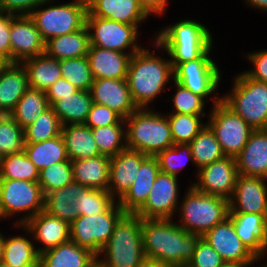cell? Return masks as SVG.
<instances>
[{"label": "cell", "mask_w": 267, "mask_h": 267, "mask_svg": "<svg viewBox=\"0 0 267 267\" xmlns=\"http://www.w3.org/2000/svg\"><path fill=\"white\" fill-rule=\"evenodd\" d=\"M0 267H11V266H9V265H7V264L1 262V263H0Z\"/></svg>", "instance_id": "63"}, {"label": "cell", "mask_w": 267, "mask_h": 267, "mask_svg": "<svg viewBox=\"0 0 267 267\" xmlns=\"http://www.w3.org/2000/svg\"><path fill=\"white\" fill-rule=\"evenodd\" d=\"M123 123L125 124V121L118 113L105 105L93 103L84 125L90 128H98Z\"/></svg>", "instance_id": "49"}, {"label": "cell", "mask_w": 267, "mask_h": 267, "mask_svg": "<svg viewBox=\"0 0 267 267\" xmlns=\"http://www.w3.org/2000/svg\"><path fill=\"white\" fill-rule=\"evenodd\" d=\"M62 78L79 90L90 91L94 78L86 56L60 60Z\"/></svg>", "instance_id": "43"}, {"label": "cell", "mask_w": 267, "mask_h": 267, "mask_svg": "<svg viewBox=\"0 0 267 267\" xmlns=\"http://www.w3.org/2000/svg\"><path fill=\"white\" fill-rule=\"evenodd\" d=\"M198 183L192 187L198 192L230 200L238 176L235 157L224 158L205 165L198 170Z\"/></svg>", "instance_id": "14"}, {"label": "cell", "mask_w": 267, "mask_h": 267, "mask_svg": "<svg viewBox=\"0 0 267 267\" xmlns=\"http://www.w3.org/2000/svg\"><path fill=\"white\" fill-rule=\"evenodd\" d=\"M148 156L139 151L125 149L110 157L109 188L114 199L120 200L136 179L142 162Z\"/></svg>", "instance_id": "20"}, {"label": "cell", "mask_w": 267, "mask_h": 267, "mask_svg": "<svg viewBox=\"0 0 267 267\" xmlns=\"http://www.w3.org/2000/svg\"><path fill=\"white\" fill-rule=\"evenodd\" d=\"M247 57L255 68L244 73L249 78L267 83V50L250 53Z\"/></svg>", "instance_id": "52"}, {"label": "cell", "mask_w": 267, "mask_h": 267, "mask_svg": "<svg viewBox=\"0 0 267 267\" xmlns=\"http://www.w3.org/2000/svg\"><path fill=\"white\" fill-rule=\"evenodd\" d=\"M73 181L91 189L105 190L109 188L110 157H96L71 161Z\"/></svg>", "instance_id": "28"}, {"label": "cell", "mask_w": 267, "mask_h": 267, "mask_svg": "<svg viewBox=\"0 0 267 267\" xmlns=\"http://www.w3.org/2000/svg\"><path fill=\"white\" fill-rule=\"evenodd\" d=\"M96 257L70 240L41 253L39 267H87Z\"/></svg>", "instance_id": "30"}, {"label": "cell", "mask_w": 267, "mask_h": 267, "mask_svg": "<svg viewBox=\"0 0 267 267\" xmlns=\"http://www.w3.org/2000/svg\"><path fill=\"white\" fill-rule=\"evenodd\" d=\"M140 267H171L157 261L146 259Z\"/></svg>", "instance_id": "58"}, {"label": "cell", "mask_w": 267, "mask_h": 267, "mask_svg": "<svg viewBox=\"0 0 267 267\" xmlns=\"http://www.w3.org/2000/svg\"><path fill=\"white\" fill-rule=\"evenodd\" d=\"M87 16H95L130 25H139L147 14L138 0H86Z\"/></svg>", "instance_id": "26"}, {"label": "cell", "mask_w": 267, "mask_h": 267, "mask_svg": "<svg viewBox=\"0 0 267 267\" xmlns=\"http://www.w3.org/2000/svg\"><path fill=\"white\" fill-rule=\"evenodd\" d=\"M54 0H0V12L19 15H30L35 8Z\"/></svg>", "instance_id": "51"}, {"label": "cell", "mask_w": 267, "mask_h": 267, "mask_svg": "<svg viewBox=\"0 0 267 267\" xmlns=\"http://www.w3.org/2000/svg\"><path fill=\"white\" fill-rule=\"evenodd\" d=\"M73 181L71 161L52 164L39 171L38 183L43 194L64 188Z\"/></svg>", "instance_id": "45"}, {"label": "cell", "mask_w": 267, "mask_h": 267, "mask_svg": "<svg viewBox=\"0 0 267 267\" xmlns=\"http://www.w3.org/2000/svg\"><path fill=\"white\" fill-rule=\"evenodd\" d=\"M88 187L72 181L64 188L44 195V211L71 224L79 216L76 196Z\"/></svg>", "instance_id": "29"}, {"label": "cell", "mask_w": 267, "mask_h": 267, "mask_svg": "<svg viewBox=\"0 0 267 267\" xmlns=\"http://www.w3.org/2000/svg\"><path fill=\"white\" fill-rule=\"evenodd\" d=\"M175 86L177 88L176 94L172 95L173 98V108L174 113L178 114H192V115H200L204 116L205 113L203 111L205 106V101L203 97L194 94L189 89L183 87L181 84L177 82Z\"/></svg>", "instance_id": "48"}, {"label": "cell", "mask_w": 267, "mask_h": 267, "mask_svg": "<svg viewBox=\"0 0 267 267\" xmlns=\"http://www.w3.org/2000/svg\"><path fill=\"white\" fill-rule=\"evenodd\" d=\"M235 162L238 174L267 179V129L251 133Z\"/></svg>", "instance_id": "23"}, {"label": "cell", "mask_w": 267, "mask_h": 267, "mask_svg": "<svg viewBox=\"0 0 267 267\" xmlns=\"http://www.w3.org/2000/svg\"><path fill=\"white\" fill-rule=\"evenodd\" d=\"M242 243L260 260L267 252L266 217L258 213H229Z\"/></svg>", "instance_id": "22"}, {"label": "cell", "mask_w": 267, "mask_h": 267, "mask_svg": "<svg viewBox=\"0 0 267 267\" xmlns=\"http://www.w3.org/2000/svg\"><path fill=\"white\" fill-rule=\"evenodd\" d=\"M10 62L0 54V71L4 69Z\"/></svg>", "instance_id": "61"}, {"label": "cell", "mask_w": 267, "mask_h": 267, "mask_svg": "<svg viewBox=\"0 0 267 267\" xmlns=\"http://www.w3.org/2000/svg\"><path fill=\"white\" fill-rule=\"evenodd\" d=\"M250 6L260 8L263 11H267V0H246Z\"/></svg>", "instance_id": "56"}, {"label": "cell", "mask_w": 267, "mask_h": 267, "mask_svg": "<svg viewBox=\"0 0 267 267\" xmlns=\"http://www.w3.org/2000/svg\"><path fill=\"white\" fill-rule=\"evenodd\" d=\"M202 238L211 245L224 262H257L259 260L242 243L229 218L214 226Z\"/></svg>", "instance_id": "18"}, {"label": "cell", "mask_w": 267, "mask_h": 267, "mask_svg": "<svg viewBox=\"0 0 267 267\" xmlns=\"http://www.w3.org/2000/svg\"><path fill=\"white\" fill-rule=\"evenodd\" d=\"M90 93L93 103L109 107L123 119L138 109L132 99L127 79H95Z\"/></svg>", "instance_id": "19"}, {"label": "cell", "mask_w": 267, "mask_h": 267, "mask_svg": "<svg viewBox=\"0 0 267 267\" xmlns=\"http://www.w3.org/2000/svg\"><path fill=\"white\" fill-rule=\"evenodd\" d=\"M20 227L34 234V239L42 243V248H37L39 254L70 241V224L45 211L39 212Z\"/></svg>", "instance_id": "21"}, {"label": "cell", "mask_w": 267, "mask_h": 267, "mask_svg": "<svg viewBox=\"0 0 267 267\" xmlns=\"http://www.w3.org/2000/svg\"><path fill=\"white\" fill-rule=\"evenodd\" d=\"M5 238L2 233H0V263L3 260V252H4V244H5Z\"/></svg>", "instance_id": "59"}, {"label": "cell", "mask_w": 267, "mask_h": 267, "mask_svg": "<svg viewBox=\"0 0 267 267\" xmlns=\"http://www.w3.org/2000/svg\"><path fill=\"white\" fill-rule=\"evenodd\" d=\"M223 263L221 256L201 237L185 267H220Z\"/></svg>", "instance_id": "50"}, {"label": "cell", "mask_w": 267, "mask_h": 267, "mask_svg": "<svg viewBox=\"0 0 267 267\" xmlns=\"http://www.w3.org/2000/svg\"><path fill=\"white\" fill-rule=\"evenodd\" d=\"M171 77L170 59L153 55L145 48L133 54L128 65L127 82L136 106L146 108L166 88Z\"/></svg>", "instance_id": "2"}, {"label": "cell", "mask_w": 267, "mask_h": 267, "mask_svg": "<svg viewBox=\"0 0 267 267\" xmlns=\"http://www.w3.org/2000/svg\"><path fill=\"white\" fill-rule=\"evenodd\" d=\"M159 172V161L156 156H148L142 162L135 181L118 201L125 213L135 214L145 204Z\"/></svg>", "instance_id": "25"}, {"label": "cell", "mask_w": 267, "mask_h": 267, "mask_svg": "<svg viewBox=\"0 0 267 267\" xmlns=\"http://www.w3.org/2000/svg\"><path fill=\"white\" fill-rule=\"evenodd\" d=\"M267 179L238 174L229 213H258L267 217Z\"/></svg>", "instance_id": "17"}, {"label": "cell", "mask_w": 267, "mask_h": 267, "mask_svg": "<svg viewBox=\"0 0 267 267\" xmlns=\"http://www.w3.org/2000/svg\"><path fill=\"white\" fill-rule=\"evenodd\" d=\"M24 146V129L9 114H4L0 119V159L23 151Z\"/></svg>", "instance_id": "44"}, {"label": "cell", "mask_w": 267, "mask_h": 267, "mask_svg": "<svg viewBox=\"0 0 267 267\" xmlns=\"http://www.w3.org/2000/svg\"><path fill=\"white\" fill-rule=\"evenodd\" d=\"M61 135L70 161L101 155L93 137L92 128L84 124L64 125Z\"/></svg>", "instance_id": "33"}, {"label": "cell", "mask_w": 267, "mask_h": 267, "mask_svg": "<svg viewBox=\"0 0 267 267\" xmlns=\"http://www.w3.org/2000/svg\"><path fill=\"white\" fill-rule=\"evenodd\" d=\"M124 214L125 212L116 201L104 213L78 216L70 224V240L100 257L102 249L113 233L115 224Z\"/></svg>", "instance_id": "9"}, {"label": "cell", "mask_w": 267, "mask_h": 267, "mask_svg": "<svg viewBox=\"0 0 267 267\" xmlns=\"http://www.w3.org/2000/svg\"><path fill=\"white\" fill-rule=\"evenodd\" d=\"M169 115V117H168ZM200 115L167 114L174 144H189L206 124L201 123Z\"/></svg>", "instance_id": "42"}, {"label": "cell", "mask_w": 267, "mask_h": 267, "mask_svg": "<svg viewBox=\"0 0 267 267\" xmlns=\"http://www.w3.org/2000/svg\"><path fill=\"white\" fill-rule=\"evenodd\" d=\"M40 254L33 242L22 236L5 238L2 262L11 267H39Z\"/></svg>", "instance_id": "37"}, {"label": "cell", "mask_w": 267, "mask_h": 267, "mask_svg": "<svg viewBox=\"0 0 267 267\" xmlns=\"http://www.w3.org/2000/svg\"><path fill=\"white\" fill-rule=\"evenodd\" d=\"M24 152L40 170L63 161H70L62 135L37 143H25Z\"/></svg>", "instance_id": "35"}, {"label": "cell", "mask_w": 267, "mask_h": 267, "mask_svg": "<svg viewBox=\"0 0 267 267\" xmlns=\"http://www.w3.org/2000/svg\"><path fill=\"white\" fill-rule=\"evenodd\" d=\"M212 47L195 60L177 64L171 78L204 99L215 93L221 79L218 65L210 58Z\"/></svg>", "instance_id": "13"}, {"label": "cell", "mask_w": 267, "mask_h": 267, "mask_svg": "<svg viewBox=\"0 0 267 267\" xmlns=\"http://www.w3.org/2000/svg\"><path fill=\"white\" fill-rule=\"evenodd\" d=\"M232 91L221 100L254 130L267 129V83L237 75Z\"/></svg>", "instance_id": "7"}, {"label": "cell", "mask_w": 267, "mask_h": 267, "mask_svg": "<svg viewBox=\"0 0 267 267\" xmlns=\"http://www.w3.org/2000/svg\"><path fill=\"white\" fill-rule=\"evenodd\" d=\"M0 179L38 182L39 169L23 151L0 159Z\"/></svg>", "instance_id": "39"}, {"label": "cell", "mask_w": 267, "mask_h": 267, "mask_svg": "<svg viewBox=\"0 0 267 267\" xmlns=\"http://www.w3.org/2000/svg\"><path fill=\"white\" fill-rule=\"evenodd\" d=\"M4 114L2 113V112H0V119H1V117L3 116Z\"/></svg>", "instance_id": "64"}, {"label": "cell", "mask_w": 267, "mask_h": 267, "mask_svg": "<svg viewBox=\"0 0 267 267\" xmlns=\"http://www.w3.org/2000/svg\"><path fill=\"white\" fill-rule=\"evenodd\" d=\"M0 205L5 218L28 211L24 218L17 221V226H20L44 211V194L38 182L0 179Z\"/></svg>", "instance_id": "11"}, {"label": "cell", "mask_w": 267, "mask_h": 267, "mask_svg": "<svg viewBox=\"0 0 267 267\" xmlns=\"http://www.w3.org/2000/svg\"><path fill=\"white\" fill-rule=\"evenodd\" d=\"M62 124L50 107L24 129L25 143H37L61 135Z\"/></svg>", "instance_id": "40"}, {"label": "cell", "mask_w": 267, "mask_h": 267, "mask_svg": "<svg viewBox=\"0 0 267 267\" xmlns=\"http://www.w3.org/2000/svg\"><path fill=\"white\" fill-rule=\"evenodd\" d=\"M133 54L132 51L123 53L90 46L86 57L94 80L127 79L128 65Z\"/></svg>", "instance_id": "24"}, {"label": "cell", "mask_w": 267, "mask_h": 267, "mask_svg": "<svg viewBox=\"0 0 267 267\" xmlns=\"http://www.w3.org/2000/svg\"><path fill=\"white\" fill-rule=\"evenodd\" d=\"M186 193L178 208L181 213L178 225L186 232L203 236L229 217V200L198 192L192 186Z\"/></svg>", "instance_id": "6"}, {"label": "cell", "mask_w": 267, "mask_h": 267, "mask_svg": "<svg viewBox=\"0 0 267 267\" xmlns=\"http://www.w3.org/2000/svg\"><path fill=\"white\" fill-rule=\"evenodd\" d=\"M90 48L86 25L73 33L57 36L45 43V53L57 60L84 57Z\"/></svg>", "instance_id": "31"}, {"label": "cell", "mask_w": 267, "mask_h": 267, "mask_svg": "<svg viewBox=\"0 0 267 267\" xmlns=\"http://www.w3.org/2000/svg\"><path fill=\"white\" fill-rule=\"evenodd\" d=\"M122 127H124L122 124H114L92 128V134L101 155L113 157L127 149L126 130Z\"/></svg>", "instance_id": "41"}, {"label": "cell", "mask_w": 267, "mask_h": 267, "mask_svg": "<svg viewBox=\"0 0 267 267\" xmlns=\"http://www.w3.org/2000/svg\"><path fill=\"white\" fill-rule=\"evenodd\" d=\"M21 64L27 72L29 88L46 92L62 78L59 60L49 57L46 53L25 59Z\"/></svg>", "instance_id": "32"}, {"label": "cell", "mask_w": 267, "mask_h": 267, "mask_svg": "<svg viewBox=\"0 0 267 267\" xmlns=\"http://www.w3.org/2000/svg\"><path fill=\"white\" fill-rule=\"evenodd\" d=\"M50 107L44 91L29 88L9 115L25 129Z\"/></svg>", "instance_id": "36"}, {"label": "cell", "mask_w": 267, "mask_h": 267, "mask_svg": "<svg viewBox=\"0 0 267 267\" xmlns=\"http://www.w3.org/2000/svg\"><path fill=\"white\" fill-rule=\"evenodd\" d=\"M11 63L45 53V41L29 15L14 16L10 25Z\"/></svg>", "instance_id": "16"}, {"label": "cell", "mask_w": 267, "mask_h": 267, "mask_svg": "<svg viewBox=\"0 0 267 267\" xmlns=\"http://www.w3.org/2000/svg\"><path fill=\"white\" fill-rule=\"evenodd\" d=\"M79 89L72 85L64 78L58 79L49 89L46 90L45 94L50 106L57 100L74 94Z\"/></svg>", "instance_id": "54"}, {"label": "cell", "mask_w": 267, "mask_h": 267, "mask_svg": "<svg viewBox=\"0 0 267 267\" xmlns=\"http://www.w3.org/2000/svg\"><path fill=\"white\" fill-rule=\"evenodd\" d=\"M141 234L145 258L171 267H185L202 237L172 219H142Z\"/></svg>", "instance_id": "1"}, {"label": "cell", "mask_w": 267, "mask_h": 267, "mask_svg": "<svg viewBox=\"0 0 267 267\" xmlns=\"http://www.w3.org/2000/svg\"><path fill=\"white\" fill-rule=\"evenodd\" d=\"M142 218L125 213L115 224L113 233L102 249L105 267H140L146 260L142 243Z\"/></svg>", "instance_id": "5"}, {"label": "cell", "mask_w": 267, "mask_h": 267, "mask_svg": "<svg viewBox=\"0 0 267 267\" xmlns=\"http://www.w3.org/2000/svg\"><path fill=\"white\" fill-rule=\"evenodd\" d=\"M255 262H224L220 267H248Z\"/></svg>", "instance_id": "57"}, {"label": "cell", "mask_w": 267, "mask_h": 267, "mask_svg": "<svg viewBox=\"0 0 267 267\" xmlns=\"http://www.w3.org/2000/svg\"><path fill=\"white\" fill-rule=\"evenodd\" d=\"M15 15L0 12V54L11 63L10 25Z\"/></svg>", "instance_id": "53"}, {"label": "cell", "mask_w": 267, "mask_h": 267, "mask_svg": "<svg viewBox=\"0 0 267 267\" xmlns=\"http://www.w3.org/2000/svg\"><path fill=\"white\" fill-rule=\"evenodd\" d=\"M188 145L191 149L194 164L199 169L225 157L220 143L207 124Z\"/></svg>", "instance_id": "38"}, {"label": "cell", "mask_w": 267, "mask_h": 267, "mask_svg": "<svg viewBox=\"0 0 267 267\" xmlns=\"http://www.w3.org/2000/svg\"><path fill=\"white\" fill-rule=\"evenodd\" d=\"M109 191L87 188L76 196L79 216L104 213L115 201Z\"/></svg>", "instance_id": "46"}, {"label": "cell", "mask_w": 267, "mask_h": 267, "mask_svg": "<svg viewBox=\"0 0 267 267\" xmlns=\"http://www.w3.org/2000/svg\"><path fill=\"white\" fill-rule=\"evenodd\" d=\"M2 217L5 218V216H4L3 212H2V209H1V205H0V219H1Z\"/></svg>", "instance_id": "62"}, {"label": "cell", "mask_w": 267, "mask_h": 267, "mask_svg": "<svg viewBox=\"0 0 267 267\" xmlns=\"http://www.w3.org/2000/svg\"><path fill=\"white\" fill-rule=\"evenodd\" d=\"M92 104L90 91L78 90L74 94L55 101L51 108L59 117L62 126L76 125L84 124Z\"/></svg>", "instance_id": "34"}, {"label": "cell", "mask_w": 267, "mask_h": 267, "mask_svg": "<svg viewBox=\"0 0 267 267\" xmlns=\"http://www.w3.org/2000/svg\"><path fill=\"white\" fill-rule=\"evenodd\" d=\"M167 0H138L140 7L150 16L154 14H162L167 5Z\"/></svg>", "instance_id": "55"}, {"label": "cell", "mask_w": 267, "mask_h": 267, "mask_svg": "<svg viewBox=\"0 0 267 267\" xmlns=\"http://www.w3.org/2000/svg\"><path fill=\"white\" fill-rule=\"evenodd\" d=\"M138 26L95 16H86L90 46L121 51L123 53H125L124 50L127 48H132V53L139 52L142 49L136 43Z\"/></svg>", "instance_id": "12"}, {"label": "cell", "mask_w": 267, "mask_h": 267, "mask_svg": "<svg viewBox=\"0 0 267 267\" xmlns=\"http://www.w3.org/2000/svg\"><path fill=\"white\" fill-rule=\"evenodd\" d=\"M156 157L159 161L160 172L176 177L178 172L185 166V163H182L184 160L183 158H186V162L187 160H191L194 163L188 144H174L172 147L160 152Z\"/></svg>", "instance_id": "47"}, {"label": "cell", "mask_w": 267, "mask_h": 267, "mask_svg": "<svg viewBox=\"0 0 267 267\" xmlns=\"http://www.w3.org/2000/svg\"><path fill=\"white\" fill-rule=\"evenodd\" d=\"M178 198L177 177L159 172L148 199L135 214L142 219H172L178 209Z\"/></svg>", "instance_id": "15"}, {"label": "cell", "mask_w": 267, "mask_h": 267, "mask_svg": "<svg viewBox=\"0 0 267 267\" xmlns=\"http://www.w3.org/2000/svg\"><path fill=\"white\" fill-rule=\"evenodd\" d=\"M36 9L29 16L45 43L54 37L80 30L86 25V0Z\"/></svg>", "instance_id": "8"}, {"label": "cell", "mask_w": 267, "mask_h": 267, "mask_svg": "<svg viewBox=\"0 0 267 267\" xmlns=\"http://www.w3.org/2000/svg\"><path fill=\"white\" fill-rule=\"evenodd\" d=\"M214 109L209 115L207 125L214 132L217 141L220 143L225 156L236 157L244 148L254 129L230 109L216 95Z\"/></svg>", "instance_id": "10"}, {"label": "cell", "mask_w": 267, "mask_h": 267, "mask_svg": "<svg viewBox=\"0 0 267 267\" xmlns=\"http://www.w3.org/2000/svg\"><path fill=\"white\" fill-rule=\"evenodd\" d=\"M29 89L27 72L21 63H9L0 71V112L10 114Z\"/></svg>", "instance_id": "27"}, {"label": "cell", "mask_w": 267, "mask_h": 267, "mask_svg": "<svg viewBox=\"0 0 267 267\" xmlns=\"http://www.w3.org/2000/svg\"><path fill=\"white\" fill-rule=\"evenodd\" d=\"M124 121L127 149L157 156L174 145L169 120L159 112L138 108Z\"/></svg>", "instance_id": "4"}, {"label": "cell", "mask_w": 267, "mask_h": 267, "mask_svg": "<svg viewBox=\"0 0 267 267\" xmlns=\"http://www.w3.org/2000/svg\"><path fill=\"white\" fill-rule=\"evenodd\" d=\"M87 267H105L102 263L101 259L99 260L98 257H96Z\"/></svg>", "instance_id": "60"}, {"label": "cell", "mask_w": 267, "mask_h": 267, "mask_svg": "<svg viewBox=\"0 0 267 267\" xmlns=\"http://www.w3.org/2000/svg\"><path fill=\"white\" fill-rule=\"evenodd\" d=\"M164 28L155 37L154 45L166 50L172 68L199 58L213 44L210 31L195 20H181Z\"/></svg>", "instance_id": "3"}]
</instances>
